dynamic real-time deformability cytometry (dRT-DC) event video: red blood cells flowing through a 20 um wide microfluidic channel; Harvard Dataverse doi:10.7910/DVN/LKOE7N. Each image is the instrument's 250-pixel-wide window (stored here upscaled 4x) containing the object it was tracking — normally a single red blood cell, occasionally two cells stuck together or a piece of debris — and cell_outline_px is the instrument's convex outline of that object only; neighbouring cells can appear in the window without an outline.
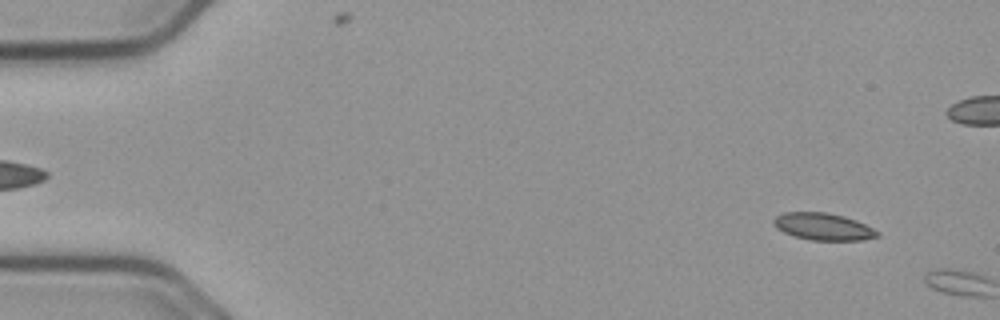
{"species": "common noctule bat (a hibernating species)", "species_latin": "Nyctalus noctula", "temperature_condition": "cold", "stored_images_in_passage": 5, "segment_of_instrument_passage": [1, 2], "camera_frame_rate_fps": 3000, "um_per_image_px": 0.085, "animal": {"sex": "male", "body_mass_g": 23.1, "forearm_length_mm": 52.7}, "frame": {"image": 1, "passage_image": 4, "time_ms": 1.0, "image_size_px": [1000, 320], "cell_outline_px": [[880, 236], [864, 240], [812, 240], [796, 236], [784, 232], [776, 228], [772, 224], [772, 220], [776, 216], [784, 212], [828, 212], [844, 216], [856, 220], [880, 232]], "centroid_in_image_um": [69.97, 19.25], "position_along_channel_um": 15.0, "area_um2": 16.42}}